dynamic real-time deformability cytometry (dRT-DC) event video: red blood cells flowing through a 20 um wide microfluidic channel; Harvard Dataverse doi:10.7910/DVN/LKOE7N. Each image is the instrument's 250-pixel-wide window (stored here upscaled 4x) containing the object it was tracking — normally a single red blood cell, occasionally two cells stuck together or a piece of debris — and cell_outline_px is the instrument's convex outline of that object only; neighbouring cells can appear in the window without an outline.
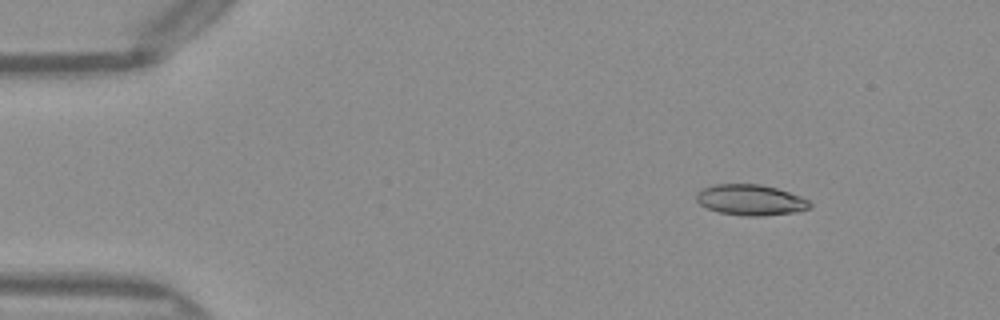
{"species": "Egyptian fruit bat (a non-hibernating species)", "species_latin": "Rousettus aegyptiacus", "temperature_condition": "warm", "stored_images_in_passage": 44, "camera_frame_rate_fps": 3000, "um_per_image_px": 0.085, "frame": {"image": 1, "passage_image": 1, "time_ms": 0.0, "image_size_px": [1000, 320], "cell_outline_px": [[812, 204], [808, 208], [796, 212], [764, 216], [744, 216], [720, 212], [708, 208], [700, 204], [696, 200], [696, 192], [712, 184], [760, 184], [776, 188], [800, 196], [808, 200]], "centroid_in_image_um": [63.78, 16.99], "position_along_channel_um": 21.2, "area_um2": 20.29}}
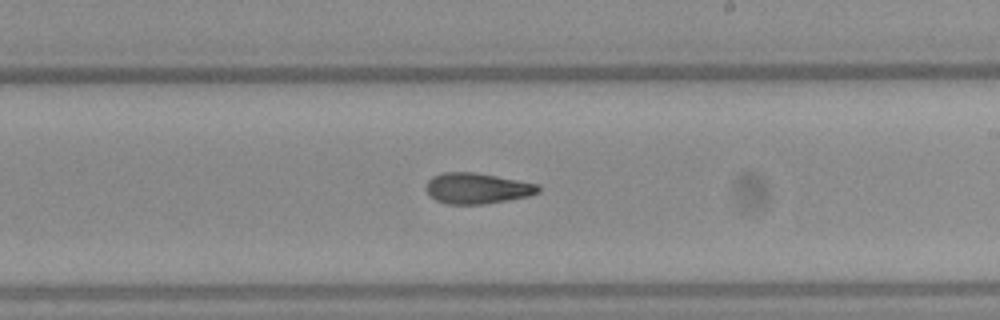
{"frame": {"image": 2, "passage_image": 24, "time_ms": 7.667, "image_size_px": [1000, 320], "cell_outline_px": [[540, 192], [528, 196], [508, 200], [484, 204], [448, 204], [436, 200], [424, 188], [428, 180], [432, 176], [440, 172], [472, 172], [496, 176], [536, 184], [540, 188]], "centroid_in_image_um": [40.51, 16.0], "position_along_channel_um": 248.5, "area_um2": 20.0}}
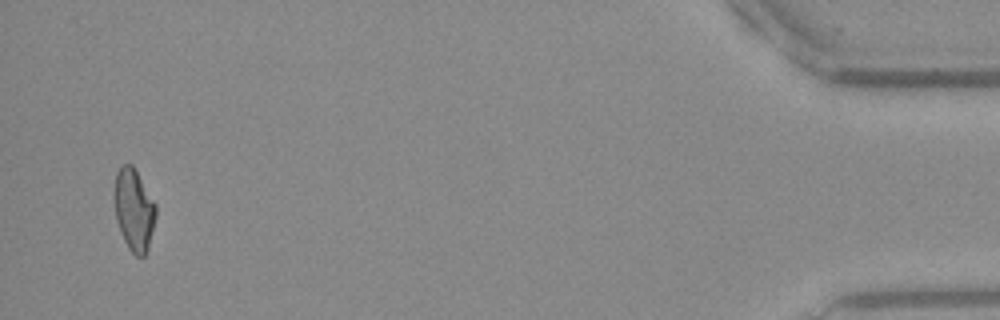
{"frame": {"image": 3, "passage_image": 43, "time_ms": 14.0, "image_size_px": [1000, 320], "cell_outline_px": [[156, 216], [148, 248], [144, 256], [136, 256], [128, 248], [124, 240], [116, 220], [112, 192], [116, 172], [120, 164], [132, 164], [156, 204]], "centroid_in_image_um": [11.35, 17.79], "position_along_channel_um": 423.8, "area_um2": 20.11}, "authors_computed_cell_mechanics": {"area_um2": 20.2878, "velocity_mm_per_s": 4.0772, "shape_relaxation_time_tau1_ms": null, "shape_relaxation_time_tau2_ms": 3.5586, "deformation_change_tau1": null, "deformation_change_tau2": 0.1162}}